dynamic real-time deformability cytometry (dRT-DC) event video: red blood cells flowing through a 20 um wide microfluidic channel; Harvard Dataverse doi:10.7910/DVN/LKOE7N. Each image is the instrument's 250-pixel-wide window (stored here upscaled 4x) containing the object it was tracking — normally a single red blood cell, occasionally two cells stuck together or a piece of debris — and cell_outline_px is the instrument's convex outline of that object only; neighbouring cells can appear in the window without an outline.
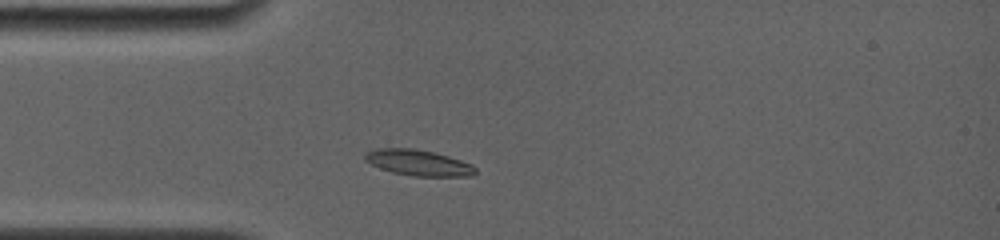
{"species": "common noctule bat (a hibernating species)", "species_latin": "Nyctalus noctula", "temperature_condition": "room temperature", "stored_images_in_passage": 36, "camera_frame_rate_fps": 4000, "um_per_image_px": 0.085, "animal": {"sex": "female", "body_mass_g": 19.0, "forearm_length_mm": 56.7}, "frame": {"image": 1, "passage_image": 8, "time_ms": 1.75, "image_size_px": [1000, 240], "cell_outline_px": [[476, 172], [472, 176], [412, 176], [392, 172], [380, 168], [364, 160], [364, 156], [368, 152], [376, 148], [412, 148], [436, 152], [472, 164], [476, 168]], "centroid_in_image_um": [35.57, 13.83], "position_along_channel_um": 49.4, "area_um2": 16.65}}
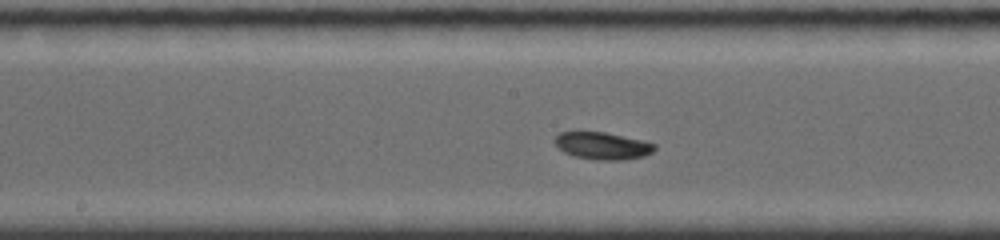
{"frame": {"image": 2, "passage_image": 24, "time_ms": 5.75, "image_size_px": [1000, 240], "cell_outline_px": [[656, 148], [652, 152], [644, 156], [624, 160], [596, 160], [572, 156], [564, 152], [552, 140], [560, 132], [580, 128], [604, 132], [640, 140], [656, 144]], "centroid_in_image_um": [51.13, 12.35], "position_along_channel_um": 197.1, "area_um2": 16.42}}
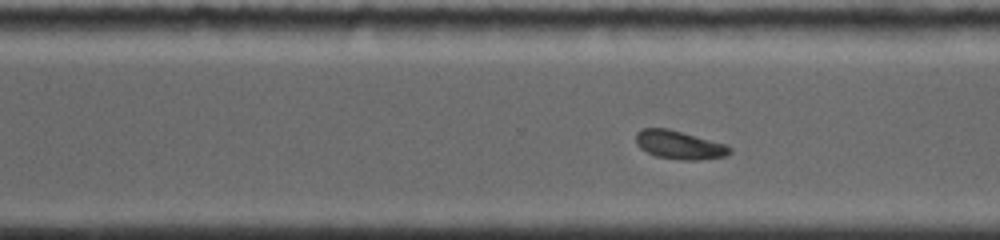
{"frame": {"image": 3, "passage_image": 36, "time_ms": 8.75, "image_size_px": [1000, 240], "cell_outline_px": [[732, 152], [728, 156], [696, 160], [680, 160], [656, 156], [640, 148], [636, 144], [636, 132], [644, 128], [668, 128], [724, 144], [732, 148]], "centroid_in_image_um": [57.74, 12.32], "position_along_channel_um": 312.9, "area_um2": 15.49}}